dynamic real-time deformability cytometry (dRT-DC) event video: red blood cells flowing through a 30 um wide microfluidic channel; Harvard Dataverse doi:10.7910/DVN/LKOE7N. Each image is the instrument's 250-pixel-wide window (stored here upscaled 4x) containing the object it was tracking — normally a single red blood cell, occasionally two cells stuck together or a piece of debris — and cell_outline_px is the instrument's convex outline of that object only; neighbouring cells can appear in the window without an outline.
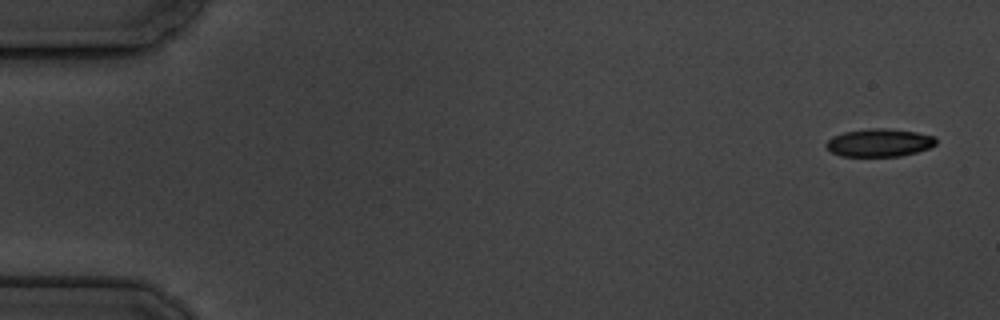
{"species": "common noctule bat (a hibernating species)", "species_latin": "Nyctalus noctula", "temperature_condition": "cold", "stored_images_in_passage": 5, "camera_frame_rate_fps": 3000, "um_per_image_px": 0.085, "animal": {"sex": "male", "body_mass_g": 19.5, "forearm_length_mm": 54.6}, "frame": {"image": 1, "passage_image": 1, "time_ms": 0.0, "image_size_px": [1000, 320], "cell_outline_px": [[936, 144], [928, 148], [916, 152], [900, 156], [840, 156], [832, 152], [824, 144], [832, 136], [844, 132], [868, 128], [888, 128], [916, 132], [936, 136]], "centroid_in_image_um": [74.74, 12.12], "position_along_channel_um": 10.3, "area_um2": 17.92}}
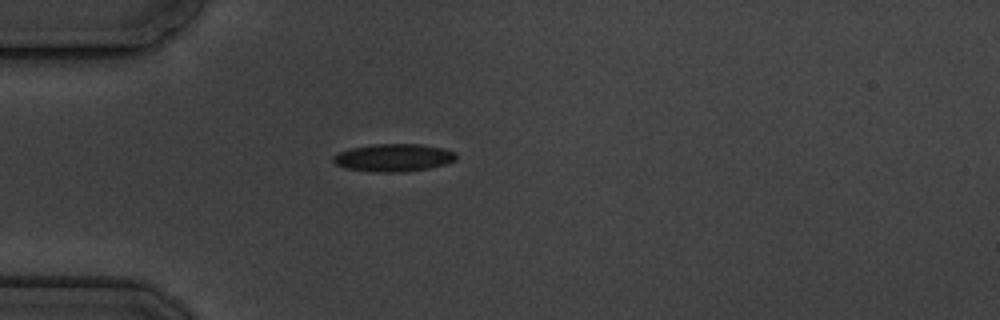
{"frame": {"image": 2, "passage_image": 5, "time_ms": 4.667, "image_size_px": [1000, 320], "cell_outline_px": [[456, 160], [444, 164], [428, 168], [400, 172], [372, 172], [344, 168], [336, 164], [332, 160], [332, 156], [340, 152], [352, 148], [372, 144], [420, 144], [444, 148], [456, 152]], "centroid_in_image_um": [33.44, 13.4], "position_along_channel_um": 51.6, "area_um2": 19.83}}